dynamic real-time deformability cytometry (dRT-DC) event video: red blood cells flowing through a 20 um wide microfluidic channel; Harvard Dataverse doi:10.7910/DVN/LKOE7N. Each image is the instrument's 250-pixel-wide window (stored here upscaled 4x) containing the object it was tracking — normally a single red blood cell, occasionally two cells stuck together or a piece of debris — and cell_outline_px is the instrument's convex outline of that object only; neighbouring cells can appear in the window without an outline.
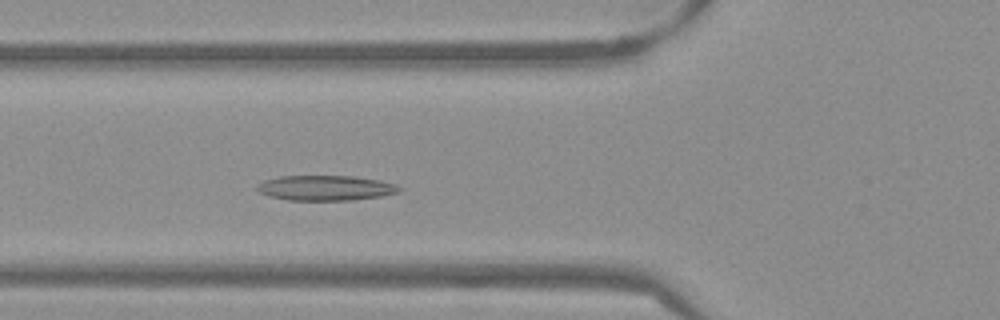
{"species": "Egyptian fruit bat (a non-hibernating species)", "species_latin": "Rousettus aegyptiacus", "temperature_condition": "warm", "stored_images_in_passage": 22, "camera_frame_rate_fps": 3000, "um_per_image_px": 0.085, "frame": {"image": 1, "passage_image": 15, "time_ms": 4.667, "image_size_px": [1000, 320], "cell_outline_px": [[404, 188], [400, 192], [380, 196], [352, 200], [288, 200], [268, 196], [260, 192], [256, 188], [256, 184], [264, 180], [280, 176], [352, 176], [380, 180], [396, 184]], "centroid_in_image_um": [27.68, 15.97], "position_along_channel_um": 98.1, "area_um2": 20.92}}
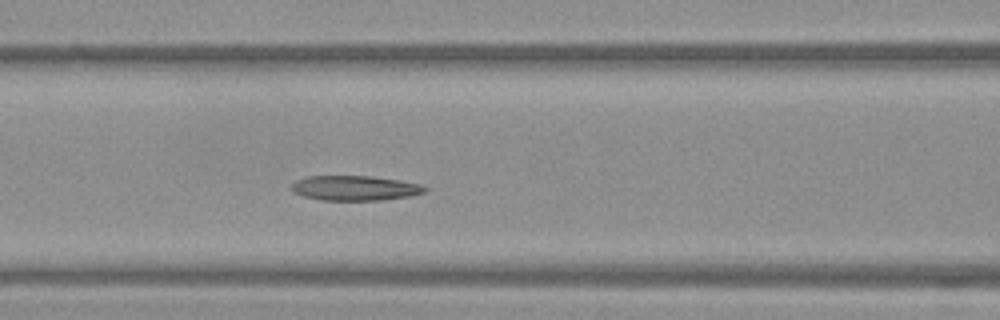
{"frame": {"image": 2, "passage_image": 18, "time_ms": 5.667, "image_size_px": [1000, 320], "cell_outline_px": [[428, 188], [424, 192], [412, 196], [384, 200], [320, 200], [304, 196], [292, 192], [292, 184], [296, 180], [304, 176], [372, 176], [400, 180], [420, 184]], "centroid_in_image_um": [30.17, 15.98], "position_along_channel_um": 136.4, "area_um2": 19.48}}
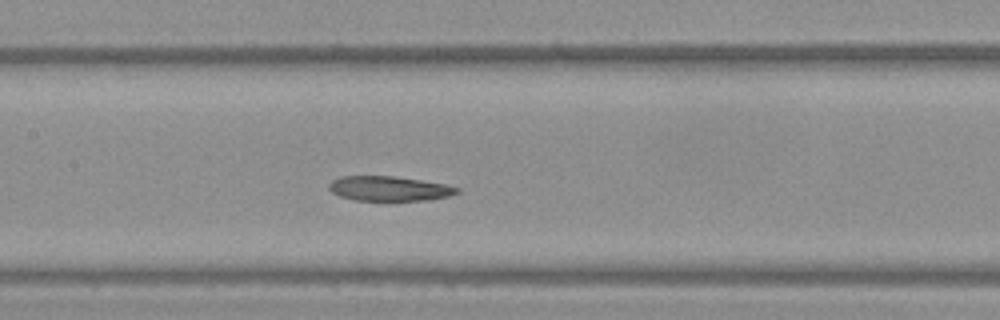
{"frame": {"image": 3, "passage_image": 21, "time_ms": 6.667, "image_size_px": [1000, 320], "cell_outline_px": [[460, 192], [448, 196], [428, 200], [356, 200], [340, 196], [332, 192], [328, 188], [328, 184], [332, 180], [340, 176], [396, 176], [448, 184], [460, 188]], "centroid_in_image_um": [33.1, 16.01], "position_along_channel_um": 174.3, "area_um2": 18.55}}